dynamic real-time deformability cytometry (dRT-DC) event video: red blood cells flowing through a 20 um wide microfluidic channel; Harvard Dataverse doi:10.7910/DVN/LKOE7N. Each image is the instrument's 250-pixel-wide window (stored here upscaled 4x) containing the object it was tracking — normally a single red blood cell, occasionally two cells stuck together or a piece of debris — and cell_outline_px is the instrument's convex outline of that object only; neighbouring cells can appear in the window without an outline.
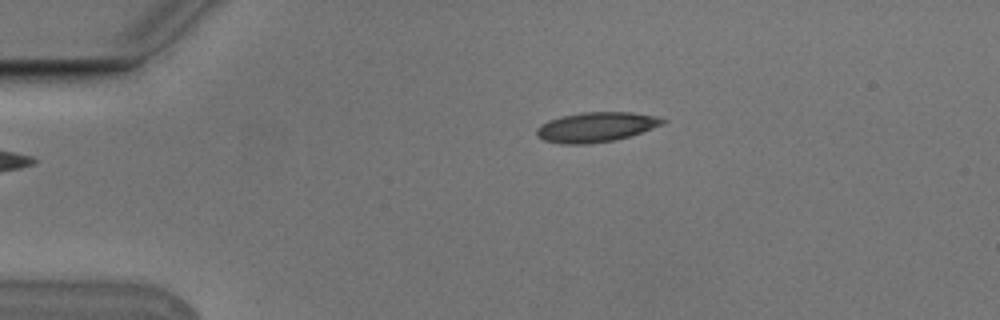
{"species": "Egyptian fruit bat (a non-hibernating species)", "species_latin": "Rousettus aegyptiacus", "temperature_condition": "cold", "stored_images_in_passage": 3, "camera_frame_rate_fps": 3000, "um_per_image_px": 0.085, "animal": {"sex": "male"}, "frame": {"image": 1, "passage_image": 3, "time_ms": 0.667, "image_size_px": [1000, 320], "cell_outline_px": [[668, 120], [664, 124], [616, 140], [588, 144], [560, 144], [544, 140], [536, 136], [536, 128], [540, 124], [548, 120], [580, 112], [632, 112], [656, 116]], "centroid_in_image_um": [50.64, 10.8], "position_along_channel_um": 34.4, "area_um2": 21.96}}